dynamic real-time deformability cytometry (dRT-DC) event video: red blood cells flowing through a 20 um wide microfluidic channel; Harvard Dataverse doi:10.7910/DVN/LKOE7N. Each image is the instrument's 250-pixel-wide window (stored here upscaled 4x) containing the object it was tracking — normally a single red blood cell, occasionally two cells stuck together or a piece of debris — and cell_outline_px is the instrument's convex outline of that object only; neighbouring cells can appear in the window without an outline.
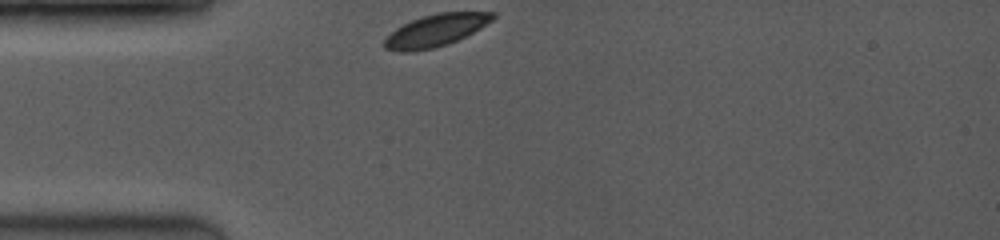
{"species": "common noctule bat (a hibernating species)", "species_latin": "Nyctalus noctula", "temperature_condition": "room temperature", "stored_images_in_passage": 30, "camera_frame_rate_fps": 3500, "um_per_image_px": 0.085, "animal": {"sex": "female", "body_mass_g": 19.0, "forearm_length_mm": 53.3}, "frame": {"image": 1, "passage_image": 1, "time_ms": 0.0, "image_size_px": [1000, 240], "cell_outline_px": [[496, 16], [492, 20], [480, 28], [456, 40], [436, 48], [412, 52], [400, 52], [384, 48], [384, 40], [396, 28], [412, 20], [436, 12], [496, 12]], "centroid_in_image_um": [37.03, 2.59], "position_along_channel_um": 48.0, "area_um2": 20.11}}
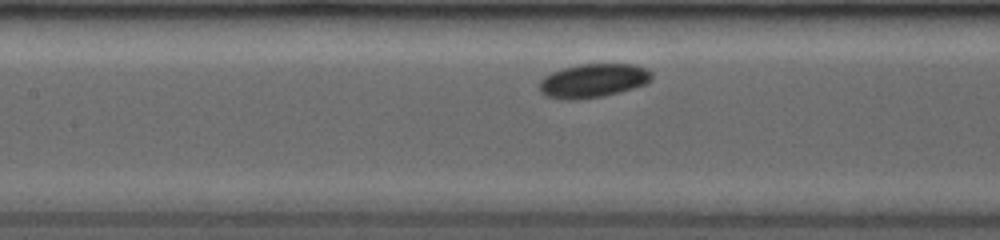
{"frame": {"image": 2, "passage_image": 15, "time_ms": 3.143, "image_size_px": [1000, 240], "cell_outline_px": [[652, 80], [644, 84], [620, 92], [604, 96], [576, 100], [568, 100], [548, 96], [540, 92], [540, 80], [544, 76], [560, 68], [580, 64], [632, 64], [648, 68], [652, 72]], "centroid_in_image_um": [50.43, 6.85], "position_along_channel_um": 157.0, "area_um2": 22.25}}
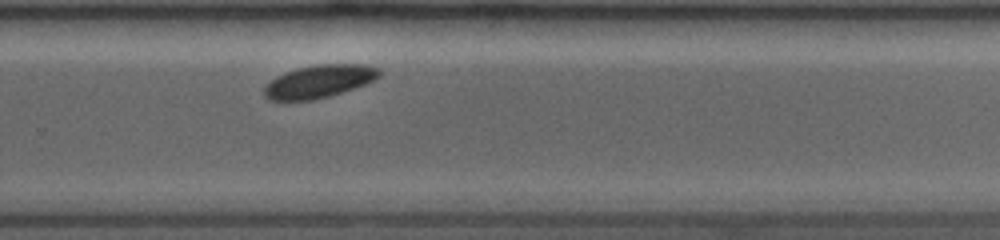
{"frame": {"image": 3, "passage_image": 30, "time_ms": 6.857, "image_size_px": [1000, 240], "cell_outline_px": [[380, 76], [364, 84], [328, 96], [312, 100], [268, 100], [264, 96], [264, 88], [276, 76], [284, 72], [296, 68], [316, 64], [360, 64], [380, 68]], "centroid_in_image_um": [27.09, 6.9], "position_along_channel_um": 302.7, "area_um2": 21.73}}